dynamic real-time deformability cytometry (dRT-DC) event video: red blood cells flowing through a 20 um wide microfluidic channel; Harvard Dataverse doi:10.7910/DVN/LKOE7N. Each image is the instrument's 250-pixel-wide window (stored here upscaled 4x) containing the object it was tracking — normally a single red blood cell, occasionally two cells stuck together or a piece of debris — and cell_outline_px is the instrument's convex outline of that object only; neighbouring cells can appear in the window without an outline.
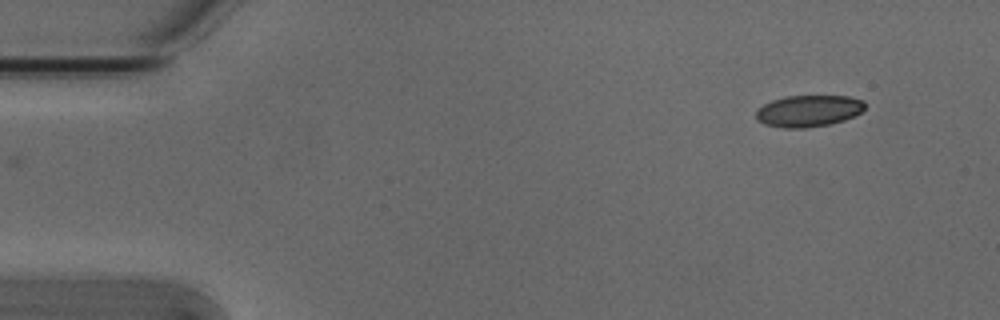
{"species": "Egyptian fruit bat (a non-hibernating species)", "species_latin": "Rousettus aegyptiacus", "temperature_condition": "cold", "stored_images_in_passage": 30, "camera_frame_rate_fps": 3000, "um_per_image_px": 0.085, "animal": {"sex": "male"}, "frame": {"image": 1, "passage_image": 1, "time_ms": 0.0, "image_size_px": [1000, 320], "cell_outline_px": [[864, 108], [860, 112], [844, 120], [828, 124], [804, 128], [784, 128], [764, 124], [756, 120], [756, 112], [764, 104], [772, 100], [784, 96], [848, 96], [864, 100]], "centroid_in_image_um": [68.7, 9.42], "position_along_channel_um": 16.3, "area_um2": 19.94}}
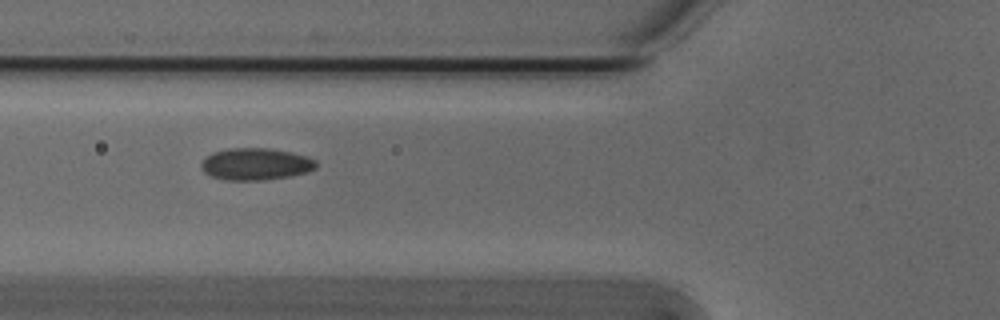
{"frame": {"image": 2, "passage_image": 16, "time_ms": 5.0, "image_size_px": [1000, 320], "cell_outline_px": [[316, 168], [308, 172], [292, 176], [264, 180], [224, 180], [212, 176], [204, 172], [200, 168], [200, 164], [212, 152], [228, 148], [268, 148], [292, 152], [308, 156], [316, 160]], "centroid_in_image_um": [21.75, 13.95], "position_along_channel_um": 104.0, "area_um2": 21.62}}
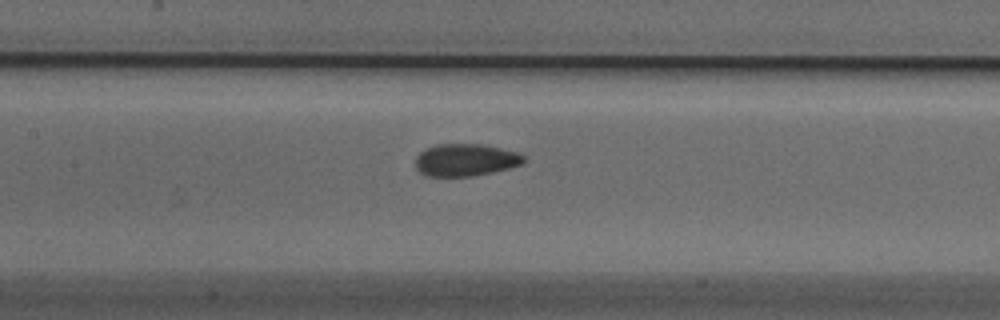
{"frame": {"image": 3, "passage_image": 21, "time_ms": 6.667, "image_size_px": [1000, 320], "cell_outline_px": [[524, 164], [492, 172], [472, 176], [424, 176], [416, 168], [416, 156], [424, 148], [436, 144], [484, 144], [520, 152], [524, 156]], "centroid_in_image_um": [39.57, 13.58], "position_along_channel_um": 167.8, "area_um2": 20.63}}